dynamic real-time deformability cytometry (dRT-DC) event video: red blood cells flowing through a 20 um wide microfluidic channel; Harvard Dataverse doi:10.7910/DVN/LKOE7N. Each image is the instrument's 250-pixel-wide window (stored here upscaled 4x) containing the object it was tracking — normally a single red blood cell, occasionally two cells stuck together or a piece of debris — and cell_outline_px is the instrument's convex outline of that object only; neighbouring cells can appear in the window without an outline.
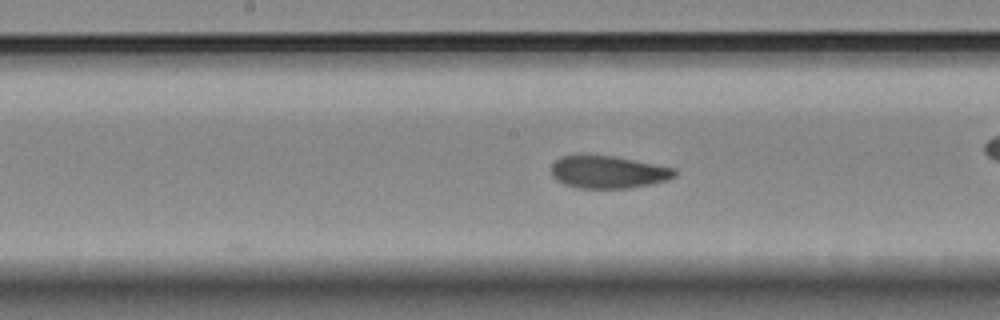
{"species": "Egyptian fruit bat (a non-hibernating species)", "species_latin": "Rousettus aegyptiacus", "temperature_condition": "room temperature", "stored_images_in_passage": 20, "camera_frame_rate_fps": 3000, "um_per_image_px": 0.085, "animal": {"sex": "female"}, "frame": {"image": 1, "passage_image": 20, "time_ms": 6.333, "image_size_px": [1000, 320], "cell_outline_px": [[676, 176], [668, 180], [652, 184], [632, 188], [576, 188], [564, 184], [556, 180], [552, 176], [552, 164], [560, 156], [580, 152], [612, 156], [676, 168]], "centroid_in_image_um": [51.65, 14.6], "position_along_channel_um": 196.5, "area_um2": 24.04}}